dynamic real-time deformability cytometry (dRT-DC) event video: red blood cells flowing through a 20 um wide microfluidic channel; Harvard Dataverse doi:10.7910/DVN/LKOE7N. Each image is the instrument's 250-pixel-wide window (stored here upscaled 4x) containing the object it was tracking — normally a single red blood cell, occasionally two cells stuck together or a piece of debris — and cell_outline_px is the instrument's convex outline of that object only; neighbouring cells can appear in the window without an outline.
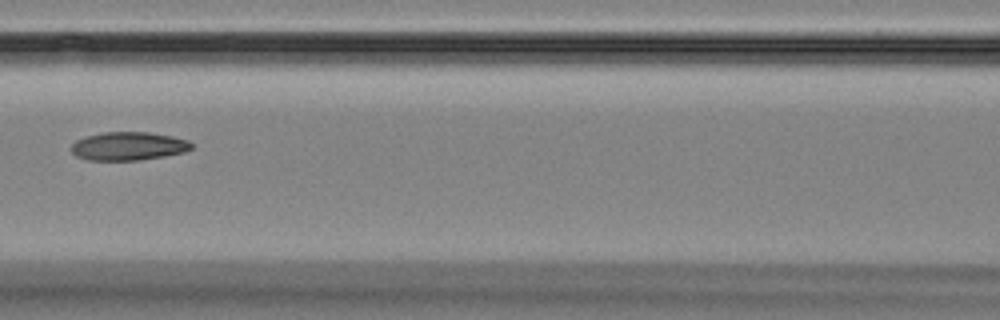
{"species": "Egyptian fruit bat (a non-hibernating species)", "species_latin": "Rousettus aegyptiacus", "temperature_condition": "room temperature", "stored_images_in_passage": 14, "camera_frame_rate_fps": 3000, "um_per_image_px": 0.085, "animal": {"sex": "female"}, "frame": {"image": 1, "passage_image": 5, "time_ms": 5.667, "image_size_px": [1000, 320], "cell_outline_px": [[192, 148], [184, 152], [164, 156], [136, 160], [88, 160], [76, 156], [72, 152], [72, 144], [76, 140], [84, 136], [104, 132], [148, 132], [172, 136], [188, 140], [192, 144]], "centroid_in_image_um": [10.9, 12.41], "position_along_channel_um": 155.7, "area_um2": 19.83}}
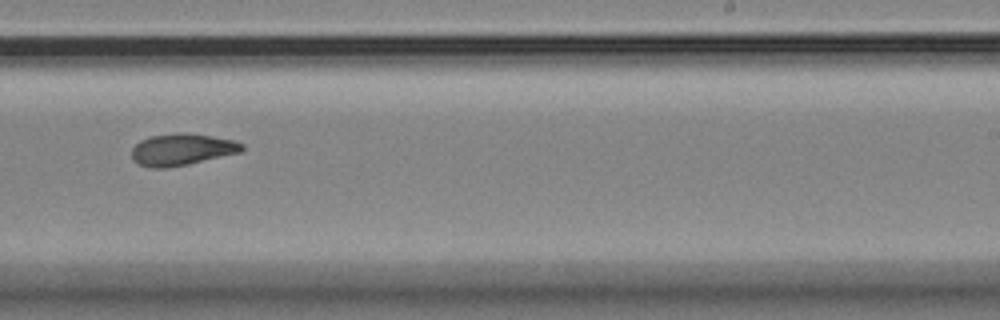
{"frame": {"image": 2, "passage_image": 8, "time_ms": 9.0, "image_size_px": [1000, 320], "cell_outline_px": [[244, 148], [240, 152], [188, 164], [164, 168], [152, 168], [140, 164], [132, 160], [132, 148], [140, 140], [148, 136], [176, 132], [184, 132], [212, 136], [232, 140], [244, 144]], "centroid_in_image_um": [15.43, 12.69], "position_along_channel_um": 273.6, "area_um2": 20.4}}
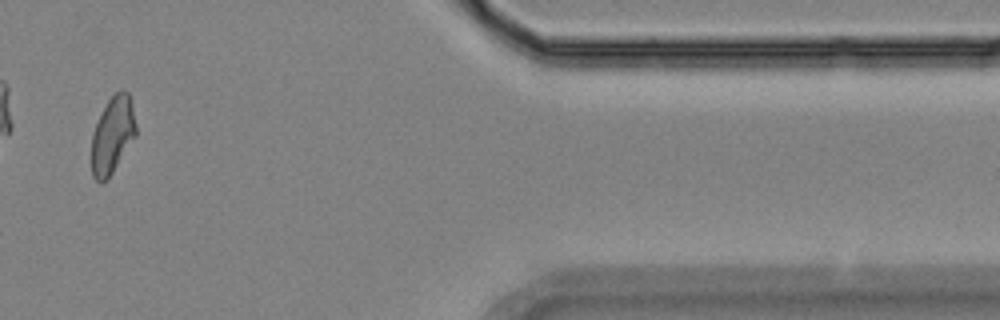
{"frame": {"image": 3, "passage_image": 12, "time_ms": 13.667, "image_size_px": [1000, 320], "cell_outline_px": [[136, 136], [108, 180], [100, 184], [92, 176], [92, 136], [96, 124], [108, 100], [120, 88], [128, 92], [132, 100], [136, 124]], "centroid_in_image_um": [9.59, 11.49], "position_along_channel_um": 401.8, "area_um2": 20.06}, "authors_computed_cell_mechanics": {"area_um2": 20.1433, "velocity_mm_per_s": 3.5612, "shape_relaxation_time_tau1_ms": 5.4538, "shape_relaxation_time_tau2_ms": 3.1124, "deformation_change_tau1": 0.1317, "deformation_change_tau2": 0.0735}}